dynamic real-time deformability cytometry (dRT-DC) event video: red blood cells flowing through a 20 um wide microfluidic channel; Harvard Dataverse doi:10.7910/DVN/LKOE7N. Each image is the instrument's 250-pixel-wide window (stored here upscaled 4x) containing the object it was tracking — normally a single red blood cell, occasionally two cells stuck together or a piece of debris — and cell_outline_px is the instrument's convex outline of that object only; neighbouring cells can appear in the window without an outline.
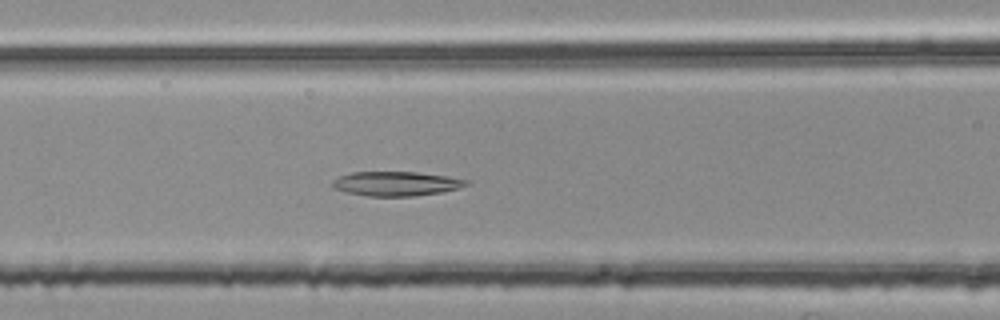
{"species": "common noctule bat (a hibernating species)", "species_latin": "Nyctalus noctula", "temperature_condition": "room temperature", "stored_images_in_passage": 42, "camera_frame_rate_fps": 3000, "um_per_image_px": 0.085, "animal": {"sex": "female", "body_mass_g": 25.1}, "frame": {"image": 1, "passage_image": 12, "time_ms": 3.667, "image_size_px": [1000, 320], "cell_outline_px": [[472, 180], [468, 184], [460, 188], [440, 192], [412, 196], [368, 196], [348, 192], [332, 188], [332, 180], [340, 176], [352, 172], [416, 172], [448, 176]], "centroid_in_image_um": [33.7, 15.6], "position_along_channel_um": 132.9, "area_um2": 19.02}}
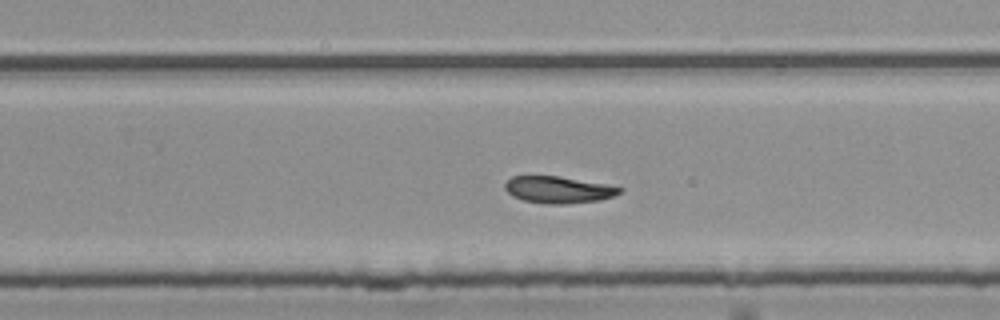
{"frame": {"image": 2, "passage_image": 24, "time_ms": 7.667, "image_size_px": [1000, 320], "cell_outline_px": [[624, 188], [620, 192], [612, 196], [600, 200], [568, 204], [544, 204], [524, 200], [512, 196], [504, 188], [504, 184], [512, 176], [560, 176], [604, 184]], "centroid_in_image_um": [47.43, 16.13], "position_along_channel_um": 282.4, "area_um2": 17.86}}
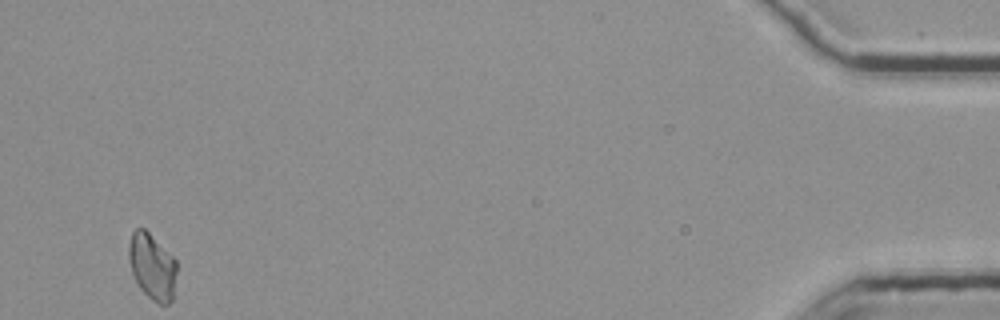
{"frame": {"image": 3, "passage_image": 42, "time_ms": 13.667, "image_size_px": [1000, 320], "cell_outline_px": [[176, 272], [172, 300], [168, 304], [160, 304], [152, 300], [140, 288], [132, 272], [128, 256], [128, 248], [132, 232], [136, 228], [144, 228], [176, 260]], "centroid_in_image_um": [12.93, 22.65], "position_along_channel_um": 422.3, "area_um2": 18.15}, "authors_computed_cell_mechanics": {"area_um2": 18.5249, "velocity_mm_per_s": 3.7476, "shape_relaxation_time_tau1_ms": 7.8456, "shape_relaxation_time_tau2_ms": 7.5979, "deformation_change_tau1": 0.1588, "deformation_change_tau2": 0.1443}}